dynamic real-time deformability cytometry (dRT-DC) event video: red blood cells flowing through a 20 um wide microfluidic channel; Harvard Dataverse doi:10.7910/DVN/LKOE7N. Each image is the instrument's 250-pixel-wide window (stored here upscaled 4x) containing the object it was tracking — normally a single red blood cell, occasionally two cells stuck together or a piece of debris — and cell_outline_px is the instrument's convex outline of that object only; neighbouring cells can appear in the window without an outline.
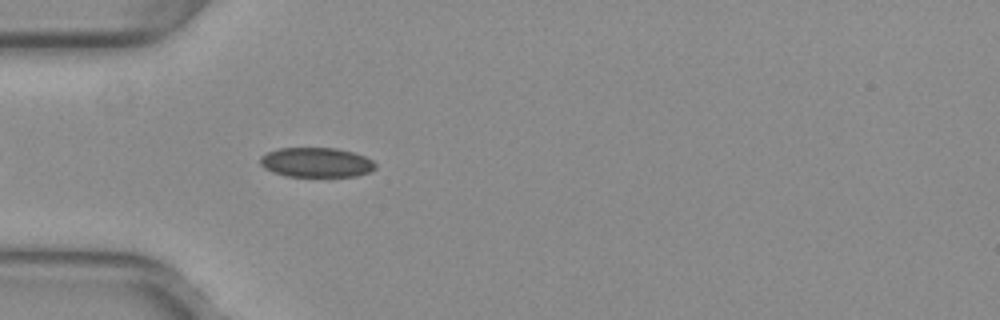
{"species": "common noctule bat (a hibernating species)", "species_latin": "Nyctalus noctula", "temperature_condition": "warm", "stored_images_in_passage": 40, "camera_frame_rate_fps": 3000, "um_per_image_px": 0.085, "animal": {"sex": "female", "body_mass_g": 29.2, "forearm_length_mm": 56.3}, "frame": {"image": 1, "passage_image": 4, "time_ms": 1.0, "image_size_px": [1000, 320], "cell_outline_px": [[376, 168], [372, 172], [356, 176], [284, 176], [272, 172], [264, 168], [260, 164], [260, 156], [268, 152], [280, 148], [336, 148], [352, 152], [364, 156], [372, 160], [376, 164]], "centroid_in_image_um": [26.89, 13.81], "position_along_channel_um": 58.1, "area_um2": 20.0}}
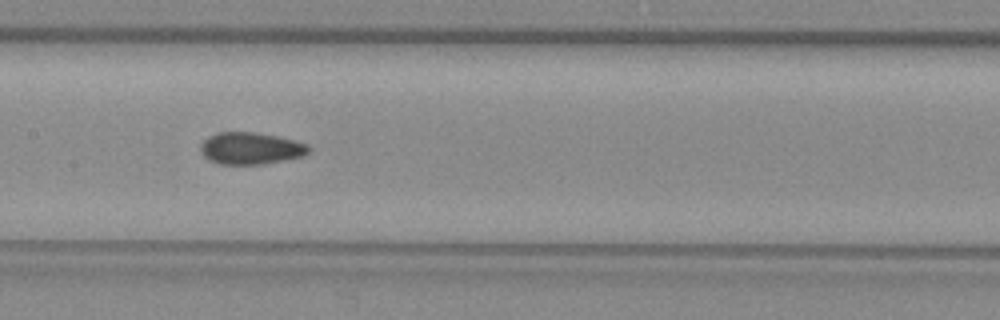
{"frame": {"image": 2, "passage_image": 14, "time_ms": 4.333, "image_size_px": [1000, 320], "cell_outline_px": [[312, 148], [308, 152], [300, 156], [284, 160], [264, 164], [220, 164], [208, 160], [204, 156], [200, 148], [200, 144], [208, 136], [220, 132], [252, 132], [276, 136], [296, 140], [308, 144]], "centroid_in_image_um": [21.31, 12.61], "position_along_channel_um": 186.1, "area_um2": 20.11}}
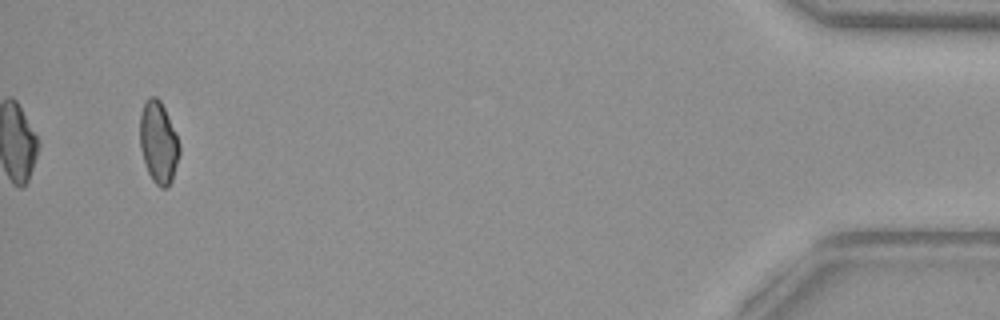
{"frame": {"image": 3, "passage_image": 38, "time_ms": 12.333, "image_size_px": [1000, 320], "cell_outline_px": [[180, 152], [172, 180], [168, 188], [160, 188], [152, 180], [148, 172], [140, 148], [140, 112], [148, 96], [156, 96], [160, 100], [164, 108], [180, 144]], "centroid_in_image_um": [13.46, 12.12], "position_along_channel_um": 421.7, "area_um2": 18.79}, "authors_computed_cell_mechanics": {"area_um2": 20.0277, "velocity_mm_per_s": 3.9679, "shape_relaxation_time_tau1_ms": null, "shape_relaxation_time_tau2_ms": 1.7492, "deformation_change_tau1": null, "deformation_change_tau2": 0.0529}}